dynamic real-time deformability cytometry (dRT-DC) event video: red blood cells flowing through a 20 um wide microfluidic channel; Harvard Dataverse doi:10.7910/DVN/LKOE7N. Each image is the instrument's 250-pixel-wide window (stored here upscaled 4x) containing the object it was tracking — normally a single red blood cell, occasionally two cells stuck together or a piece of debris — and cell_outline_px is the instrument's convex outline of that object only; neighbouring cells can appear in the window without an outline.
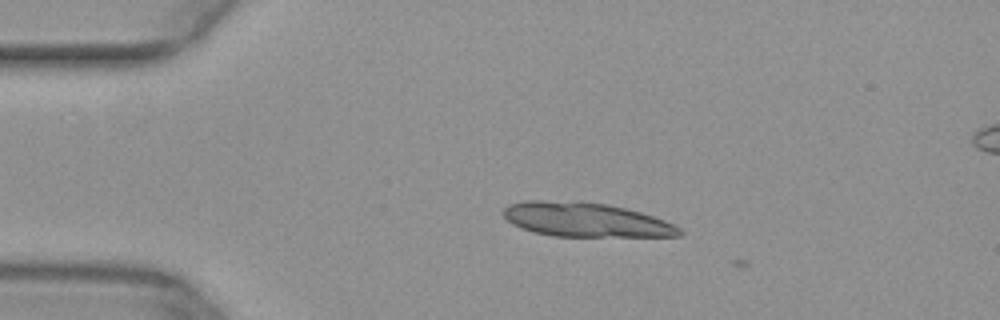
{"species": "common noctule bat (a hibernating species)", "species_latin": "Nyctalus noctula", "temperature_condition": "warm", "stored_images_in_passage": 6, "camera_frame_rate_fps": 3000, "um_per_image_px": 0.085, "animal": {"sex": "female", "body_mass_g": 29.2, "forearm_length_mm": 56.3}, "frame": {"image": 1, "passage_image": 5, "time_ms": 1.333, "image_size_px": [1000, 320], "cell_outline_px": [[684, 232], [680, 236], [552, 236], [532, 232], [520, 228], [512, 224], [500, 212], [508, 204], [524, 200], [544, 200], [608, 204], [640, 212], [664, 220], [680, 228]], "centroid_in_image_um": [49.72, 18.68], "position_along_channel_um": 35.3, "area_um2": 34.97}}